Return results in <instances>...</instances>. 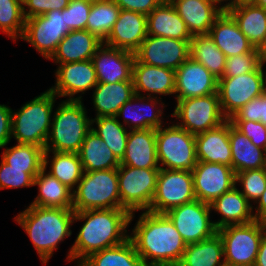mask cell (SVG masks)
<instances>
[{"mask_svg":"<svg viewBox=\"0 0 266 266\" xmlns=\"http://www.w3.org/2000/svg\"><path fill=\"white\" fill-rule=\"evenodd\" d=\"M120 9L149 15L164 0H113Z\"/></svg>","mask_w":266,"mask_h":266,"instance_id":"f907efd6","label":"cell"},{"mask_svg":"<svg viewBox=\"0 0 266 266\" xmlns=\"http://www.w3.org/2000/svg\"><path fill=\"white\" fill-rule=\"evenodd\" d=\"M254 0H237V3L253 2Z\"/></svg>","mask_w":266,"mask_h":266,"instance_id":"680465c9","label":"cell"},{"mask_svg":"<svg viewBox=\"0 0 266 266\" xmlns=\"http://www.w3.org/2000/svg\"><path fill=\"white\" fill-rule=\"evenodd\" d=\"M56 96L47 90L23 105L18 112H12L11 136L17 143L45 148Z\"/></svg>","mask_w":266,"mask_h":266,"instance_id":"5b68a950","label":"cell"},{"mask_svg":"<svg viewBox=\"0 0 266 266\" xmlns=\"http://www.w3.org/2000/svg\"><path fill=\"white\" fill-rule=\"evenodd\" d=\"M74 210L30 205L15 218L30 237L42 263L46 264L60 241L71 235Z\"/></svg>","mask_w":266,"mask_h":266,"instance_id":"3957f363","label":"cell"},{"mask_svg":"<svg viewBox=\"0 0 266 266\" xmlns=\"http://www.w3.org/2000/svg\"><path fill=\"white\" fill-rule=\"evenodd\" d=\"M228 120H251L266 126V91L241 107Z\"/></svg>","mask_w":266,"mask_h":266,"instance_id":"7dc6e473","label":"cell"},{"mask_svg":"<svg viewBox=\"0 0 266 266\" xmlns=\"http://www.w3.org/2000/svg\"><path fill=\"white\" fill-rule=\"evenodd\" d=\"M210 207L222 215L218 222H214L217 230L229 225L248 224L255 220L251 213L252 205L236 186L216 198L210 203Z\"/></svg>","mask_w":266,"mask_h":266,"instance_id":"4316f807","label":"cell"},{"mask_svg":"<svg viewBox=\"0 0 266 266\" xmlns=\"http://www.w3.org/2000/svg\"><path fill=\"white\" fill-rule=\"evenodd\" d=\"M192 174L196 200L208 204L236 186L235 171L224 164L198 161Z\"/></svg>","mask_w":266,"mask_h":266,"instance_id":"2e32d148","label":"cell"},{"mask_svg":"<svg viewBox=\"0 0 266 266\" xmlns=\"http://www.w3.org/2000/svg\"><path fill=\"white\" fill-rule=\"evenodd\" d=\"M160 169L136 168L126 165L118 167V186L121 209L130 213L149 209L156 191Z\"/></svg>","mask_w":266,"mask_h":266,"instance_id":"9c48e42d","label":"cell"},{"mask_svg":"<svg viewBox=\"0 0 266 266\" xmlns=\"http://www.w3.org/2000/svg\"><path fill=\"white\" fill-rule=\"evenodd\" d=\"M132 218L133 213L121 208L75 212L74 220H87L82 225L67 259L80 258V264L91 254L126 241L129 235H125V228Z\"/></svg>","mask_w":266,"mask_h":266,"instance_id":"7a4b0ae2","label":"cell"},{"mask_svg":"<svg viewBox=\"0 0 266 266\" xmlns=\"http://www.w3.org/2000/svg\"><path fill=\"white\" fill-rule=\"evenodd\" d=\"M196 200L192 171L161 169L150 208L156 214Z\"/></svg>","mask_w":266,"mask_h":266,"instance_id":"7c38bea8","label":"cell"},{"mask_svg":"<svg viewBox=\"0 0 266 266\" xmlns=\"http://www.w3.org/2000/svg\"><path fill=\"white\" fill-rule=\"evenodd\" d=\"M222 238L218 233L213 237L193 244H187L177 266H225Z\"/></svg>","mask_w":266,"mask_h":266,"instance_id":"836d02e7","label":"cell"},{"mask_svg":"<svg viewBox=\"0 0 266 266\" xmlns=\"http://www.w3.org/2000/svg\"><path fill=\"white\" fill-rule=\"evenodd\" d=\"M183 19L191 35L209 34L223 8L212 0H169Z\"/></svg>","mask_w":266,"mask_h":266,"instance_id":"603a6c76","label":"cell"},{"mask_svg":"<svg viewBox=\"0 0 266 266\" xmlns=\"http://www.w3.org/2000/svg\"><path fill=\"white\" fill-rule=\"evenodd\" d=\"M253 3L263 9H266V0H254Z\"/></svg>","mask_w":266,"mask_h":266,"instance_id":"6f0895ef","label":"cell"},{"mask_svg":"<svg viewBox=\"0 0 266 266\" xmlns=\"http://www.w3.org/2000/svg\"><path fill=\"white\" fill-rule=\"evenodd\" d=\"M210 204L195 200L174 207L165 215L174 224L186 244H193L213 237L217 233L214 222L210 221Z\"/></svg>","mask_w":266,"mask_h":266,"instance_id":"5bb4252c","label":"cell"},{"mask_svg":"<svg viewBox=\"0 0 266 266\" xmlns=\"http://www.w3.org/2000/svg\"><path fill=\"white\" fill-rule=\"evenodd\" d=\"M134 55L140 63L176 71L190 57V40L147 35Z\"/></svg>","mask_w":266,"mask_h":266,"instance_id":"9a60e30c","label":"cell"},{"mask_svg":"<svg viewBox=\"0 0 266 266\" xmlns=\"http://www.w3.org/2000/svg\"><path fill=\"white\" fill-rule=\"evenodd\" d=\"M229 121L245 134L255 146L266 150V126L263 123L251 120Z\"/></svg>","mask_w":266,"mask_h":266,"instance_id":"c3c4849f","label":"cell"},{"mask_svg":"<svg viewBox=\"0 0 266 266\" xmlns=\"http://www.w3.org/2000/svg\"><path fill=\"white\" fill-rule=\"evenodd\" d=\"M84 172L115 169L120 161L107 144L91 129L78 151Z\"/></svg>","mask_w":266,"mask_h":266,"instance_id":"1f68e13d","label":"cell"},{"mask_svg":"<svg viewBox=\"0 0 266 266\" xmlns=\"http://www.w3.org/2000/svg\"><path fill=\"white\" fill-rule=\"evenodd\" d=\"M261 64L259 53L256 48L250 53L234 55L226 58L222 77H235L247 74L255 71Z\"/></svg>","mask_w":266,"mask_h":266,"instance_id":"f6af8a7d","label":"cell"},{"mask_svg":"<svg viewBox=\"0 0 266 266\" xmlns=\"http://www.w3.org/2000/svg\"><path fill=\"white\" fill-rule=\"evenodd\" d=\"M258 208L257 213L254 214L255 220L263 223L266 225V189L264 190L263 194L258 199Z\"/></svg>","mask_w":266,"mask_h":266,"instance_id":"f5cc1de1","label":"cell"},{"mask_svg":"<svg viewBox=\"0 0 266 266\" xmlns=\"http://www.w3.org/2000/svg\"><path fill=\"white\" fill-rule=\"evenodd\" d=\"M232 169L235 173L266 167V150L255 146L229 121Z\"/></svg>","mask_w":266,"mask_h":266,"instance_id":"f1b7e54d","label":"cell"},{"mask_svg":"<svg viewBox=\"0 0 266 266\" xmlns=\"http://www.w3.org/2000/svg\"><path fill=\"white\" fill-rule=\"evenodd\" d=\"M120 165L160 169L157 157L156 129L129 131L125 155L120 161Z\"/></svg>","mask_w":266,"mask_h":266,"instance_id":"44dd1931","label":"cell"},{"mask_svg":"<svg viewBox=\"0 0 266 266\" xmlns=\"http://www.w3.org/2000/svg\"><path fill=\"white\" fill-rule=\"evenodd\" d=\"M56 74V85L49 90L58 97L70 96V100H81L73 95L95 87L98 83L93 63L90 60L60 64Z\"/></svg>","mask_w":266,"mask_h":266,"instance_id":"d6986e66","label":"cell"},{"mask_svg":"<svg viewBox=\"0 0 266 266\" xmlns=\"http://www.w3.org/2000/svg\"><path fill=\"white\" fill-rule=\"evenodd\" d=\"M11 119L12 109L8 106L0 105V148L9 143L11 139Z\"/></svg>","mask_w":266,"mask_h":266,"instance_id":"816d5d0a","label":"cell"},{"mask_svg":"<svg viewBox=\"0 0 266 266\" xmlns=\"http://www.w3.org/2000/svg\"><path fill=\"white\" fill-rule=\"evenodd\" d=\"M92 7L90 0H70L65 8L67 27L72 30L86 29L88 16Z\"/></svg>","mask_w":266,"mask_h":266,"instance_id":"bcb514c9","label":"cell"},{"mask_svg":"<svg viewBox=\"0 0 266 266\" xmlns=\"http://www.w3.org/2000/svg\"><path fill=\"white\" fill-rule=\"evenodd\" d=\"M218 91V78L207 68L189 57L175 71L177 100L206 96Z\"/></svg>","mask_w":266,"mask_h":266,"instance_id":"e0dca14e","label":"cell"},{"mask_svg":"<svg viewBox=\"0 0 266 266\" xmlns=\"http://www.w3.org/2000/svg\"><path fill=\"white\" fill-rule=\"evenodd\" d=\"M263 64L255 71L218 79V95L223 115L229 119L236 111L266 91Z\"/></svg>","mask_w":266,"mask_h":266,"instance_id":"8fae6325","label":"cell"},{"mask_svg":"<svg viewBox=\"0 0 266 266\" xmlns=\"http://www.w3.org/2000/svg\"><path fill=\"white\" fill-rule=\"evenodd\" d=\"M145 211L129 236L143 265L177 266L187 244L165 214Z\"/></svg>","mask_w":266,"mask_h":266,"instance_id":"6da1fadb","label":"cell"},{"mask_svg":"<svg viewBox=\"0 0 266 266\" xmlns=\"http://www.w3.org/2000/svg\"><path fill=\"white\" fill-rule=\"evenodd\" d=\"M52 152L54 157L49 173L72 190L84 172L78 153Z\"/></svg>","mask_w":266,"mask_h":266,"instance_id":"f35d334b","label":"cell"},{"mask_svg":"<svg viewBox=\"0 0 266 266\" xmlns=\"http://www.w3.org/2000/svg\"><path fill=\"white\" fill-rule=\"evenodd\" d=\"M158 163L161 169L193 171L197 164L195 135L172 125L156 129Z\"/></svg>","mask_w":266,"mask_h":266,"instance_id":"ba28073f","label":"cell"},{"mask_svg":"<svg viewBox=\"0 0 266 266\" xmlns=\"http://www.w3.org/2000/svg\"><path fill=\"white\" fill-rule=\"evenodd\" d=\"M254 266H266V231L263 234Z\"/></svg>","mask_w":266,"mask_h":266,"instance_id":"db71d44e","label":"cell"},{"mask_svg":"<svg viewBox=\"0 0 266 266\" xmlns=\"http://www.w3.org/2000/svg\"><path fill=\"white\" fill-rule=\"evenodd\" d=\"M96 122L98 129L91 128L112 150L119 161L125 155L126 143L129 132L118 121L116 116H100L91 119V124Z\"/></svg>","mask_w":266,"mask_h":266,"instance_id":"74e56055","label":"cell"},{"mask_svg":"<svg viewBox=\"0 0 266 266\" xmlns=\"http://www.w3.org/2000/svg\"><path fill=\"white\" fill-rule=\"evenodd\" d=\"M175 116L182 121L176 125L194 135L217 128L228 120L222 113L218 93L177 100Z\"/></svg>","mask_w":266,"mask_h":266,"instance_id":"30bf717a","label":"cell"},{"mask_svg":"<svg viewBox=\"0 0 266 266\" xmlns=\"http://www.w3.org/2000/svg\"><path fill=\"white\" fill-rule=\"evenodd\" d=\"M147 34L179 40L192 38L185 22L169 0H164L147 15Z\"/></svg>","mask_w":266,"mask_h":266,"instance_id":"83f0119b","label":"cell"},{"mask_svg":"<svg viewBox=\"0 0 266 266\" xmlns=\"http://www.w3.org/2000/svg\"><path fill=\"white\" fill-rule=\"evenodd\" d=\"M78 266H144L133 242L128 238L121 244L105 248L85 258Z\"/></svg>","mask_w":266,"mask_h":266,"instance_id":"e575fe53","label":"cell"},{"mask_svg":"<svg viewBox=\"0 0 266 266\" xmlns=\"http://www.w3.org/2000/svg\"><path fill=\"white\" fill-rule=\"evenodd\" d=\"M135 95L133 81L97 83L93 94L96 117L116 116L119 109Z\"/></svg>","mask_w":266,"mask_h":266,"instance_id":"4dcf8cb0","label":"cell"},{"mask_svg":"<svg viewBox=\"0 0 266 266\" xmlns=\"http://www.w3.org/2000/svg\"><path fill=\"white\" fill-rule=\"evenodd\" d=\"M197 161L232 167L229 120L219 127L195 135Z\"/></svg>","mask_w":266,"mask_h":266,"instance_id":"7402d4cb","label":"cell"},{"mask_svg":"<svg viewBox=\"0 0 266 266\" xmlns=\"http://www.w3.org/2000/svg\"><path fill=\"white\" fill-rule=\"evenodd\" d=\"M190 57L204 65L216 78L223 76L227 57L208 34L192 35Z\"/></svg>","mask_w":266,"mask_h":266,"instance_id":"d590c367","label":"cell"},{"mask_svg":"<svg viewBox=\"0 0 266 266\" xmlns=\"http://www.w3.org/2000/svg\"><path fill=\"white\" fill-rule=\"evenodd\" d=\"M44 148L32 144H17L6 148L2 160L11 168L17 169H43Z\"/></svg>","mask_w":266,"mask_h":266,"instance_id":"ab89813d","label":"cell"},{"mask_svg":"<svg viewBox=\"0 0 266 266\" xmlns=\"http://www.w3.org/2000/svg\"><path fill=\"white\" fill-rule=\"evenodd\" d=\"M212 1L221 4V2L224 1V0H212ZM236 3H237V0H233V1L231 0L230 3L226 4L225 6H222V8L225 10V9H227V8H229V7H231V6H233V5L236 4Z\"/></svg>","mask_w":266,"mask_h":266,"instance_id":"9f6ffc18","label":"cell"},{"mask_svg":"<svg viewBox=\"0 0 266 266\" xmlns=\"http://www.w3.org/2000/svg\"><path fill=\"white\" fill-rule=\"evenodd\" d=\"M147 16L121 9L104 45L135 52L147 37Z\"/></svg>","mask_w":266,"mask_h":266,"instance_id":"ffe728a7","label":"cell"},{"mask_svg":"<svg viewBox=\"0 0 266 266\" xmlns=\"http://www.w3.org/2000/svg\"><path fill=\"white\" fill-rule=\"evenodd\" d=\"M69 2L70 0H22V5L28 6V11L23 6V15L25 19H29L52 10H63Z\"/></svg>","mask_w":266,"mask_h":266,"instance_id":"681fc988","label":"cell"},{"mask_svg":"<svg viewBox=\"0 0 266 266\" xmlns=\"http://www.w3.org/2000/svg\"><path fill=\"white\" fill-rule=\"evenodd\" d=\"M102 44V40L86 29L72 30L59 42L50 59L59 64L90 60Z\"/></svg>","mask_w":266,"mask_h":266,"instance_id":"d4e9b609","label":"cell"},{"mask_svg":"<svg viewBox=\"0 0 266 266\" xmlns=\"http://www.w3.org/2000/svg\"><path fill=\"white\" fill-rule=\"evenodd\" d=\"M259 53V58L262 64L266 63V36L263 39L262 43L257 48Z\"/></svg>","mask_w":266,"mask_h":266,"instance_id":"11a10c76","label":"cell"},{"mask_svg":"<svg viewBox=\"0 0 266 266\" xmlns=\"http://www.w3.org/2000/svg\"><path fill=\"white\" fill-rule=\"evenodd\" d=\"M41 170L11 168L2 160L0 166V189L34 186V178Z\"/></svg>","mask_w":266,"mask_h":266,"instance_id":"7bdbcfd3","label":"cell"},{"mask_svg":"<svg viewBox=\"0 0 266 266\" xmlns=\"http://www.w3.org/2000/svg\"><path fill=\"white\" fill-rule=\"evenodd\" d=\"M0 28L12 39L22 38L25 29L22 0H0Z\"/></svg>","mask_w":266,"mask_h":266,"instance_id":"60d3db41","label":"cell"},{"mask_svg":"<svg viewBox=\"0 0 266 266\" xmlns=\"http://www.w3.org/2000/svg\"><path fill=\"white\" fill-rule=\"evenodd\" d=\"M44 167L34 178V184L39 186V195L31 203L38 207L72 209L73 192L50 173L45 174Z\"/></svg>","mask_w":266,"mask_h":266,"instance_id":"d6a6232c","label":"cell"},{"mask_svg":"<svg viewBox=\"0 0 266 266\" xmlns=\"http://www.w3.org/2000/svg\"><path fill=\"white\" fill-rule=\"evenodd\" d=\"M208 35L227 58L250 53L255 49L226 10L216 18Z\"/></svg>","mask_w":266,"mask_h":266,"instance_id":"cb8c5ba5","label":"cell"},{"mask_svg":"<svg viewBox=\"0 0 266 266\" xmlns=\"http://www.w3.org/2000/svg\"><path fill=\"white\" fill-rule=\"evenodd\" d=\"M54 113L50 127L52 129L44 148V167L48 164L47 158L51 150L78 153L92 125L81 100L68 99L59 105Z\"/></svg>","mask_w":266,"mask_h":266,"instance_id":"277c9868","label":"cell"},{"mask_svg":"<svg viewBox=\"0 0 266 266\" xmlns=\"http://www.w3.org/2000/svg\"><path fill=\"white\" fill-rule=\"evenodd\" d=\"M236 183L243 186L241 192L248 200H258L266 189V167L236 173Z\"/></svg>","mask_w":266,"mask_h":266,"instance_id":"ee69618b","label":"cell"},{"mask_svg":"<svg viewBox=\"0 0 266 266\" xmlns=\"http://www.w3.org/2000/svg\"><path fill=\"white\" fill-rule=\"evenodd\" d=\"M132 80L136 95H141V90L161 95L175 93V70L143 64L136 58Z\"/></svg>","mask_w":266,"mask_h":266,"instance_id":"484cf974","label":"cell"},{"mask_svg":"<svg viewBox=\"0 0 266 266\" xmlns=\"http://www.w3.org/2000/svg\"><path fill=\"white\" fill-rule=\"evenodd\" d=\"M235 20L240 31L257 49L266 36V9L253 2L236 3L225 9Z\"/></svg>","mask_w":266,"mask_h":266,"instance_id":"f546056e","label":"cell"},{"mask_svg":"<svg viewBox=\"0 0 266 266\" xmlns=\"http://www.w3.org/2000/svg\"><path fill=\"white\" fill-rule=\"evenodd\" d=\"M146 97H142L140 95H135L133 98H131L129 101H127L120 109L119 112L117 113L116 117H119L121 115H124L123 117L124 122L126 125L128 123L133 122L134 125L130 127L132 130H138V129H158L161 126V120L160 116L162 115V111L159 109L155 112L146 115L145 112L142 113V109L134 107V109L131 107L133 101H138V100H144ZM146 104H143V107H145ZM150 104H147V106ZM146 106V107H147ZM148 108V107H147ZM142 110V111H140ZM131 112V113H130ZM129 113L130 115H127Z\"/></svg>","mask_w":266,"mask_h":266,"instance_id":"b9f144b4","label":"cell"},{"mask_svg":"<svg viewBox=\"0 0 266 266\" xmlns=\"http://www.w3.org/2000/svg\"><path fill=\"white\" fill-rule=\"evenodd\" d=\"M78 183L77 189L73 191L74 212L121 208L118 168L83 172Z\"/></svg>","mask_w":266,"mask_h":266,"instance_id":"8992f818","label":"cell"},{"mask_svg":"<svg viewBox=\"0 0 266 266\" xmlns=\"http://www.w3.org/2000/svg\"><path fill=\"white\" fill-rule=\"evenodd\" d=\"M102 44L92 57L98 83H117L120 81H133V52L110 47L103 49Z\"/></svg>","mask_w":266,"mask_h":266,"instance_id":"ac0fdd59","label":"cell"},{"mask_svg":"<svg viewBox=\"0 0 266 266\" xmlns=\"http://www.w3.org/2000/svg\"><path fill=\"white\" fill-rule=\"evenodd\" d=\"M121 9L113 0L92 1L86 30L103 42L112 31Z\"/></svg>","mask_w":266,"mask_h":266,"instance_id":"8d00e7d4","label":"cell"},{"mask_svg":"<svg viewBox=\"0 0 266 266\" xmlns=\"http://www.w3.org/2000/svg\"><path fill=\"white\" fill-rule=\"evenodd\" d=\"M65 20V9L52 10L43 15L25 19L21 39L32 44L46 59L56 52L59 42L70 32Z\"/></svg>","mask_w":266,"mask_h":266,"instance_id":"4fadbf2b","label":"cell"},{"mask_svg":"<svg viewBox=\"0 0 266 266\" xmlns=\"http://www.w3.org/2000/svg\"><path fill=\"white\" fill-rule=\"evenodd\" d=\"M266 225L254 220L217 230L223 241L226 266H254Z\"/></svg>","mask_w":266,"mask_h":266,"instance_id":"52a82bcc","label":"cell"}]
</instances>
